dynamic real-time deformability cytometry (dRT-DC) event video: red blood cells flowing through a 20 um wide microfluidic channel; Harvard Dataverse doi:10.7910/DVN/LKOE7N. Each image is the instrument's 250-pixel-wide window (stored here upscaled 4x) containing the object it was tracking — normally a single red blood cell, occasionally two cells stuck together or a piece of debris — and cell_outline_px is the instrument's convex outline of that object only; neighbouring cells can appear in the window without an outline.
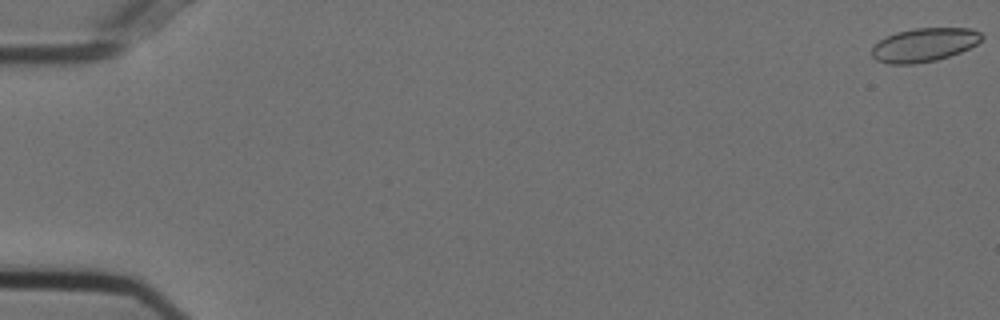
{"species": "Egyptian fruit bat (a non-hibernating species)", "species_latin": "Rousettus aegyptiacus", "temperature_condition": "cold", "stored_images_in_passage": 56, "camera_frame_rate_fps": 3000, "um_per_image_px": 0.085, "animal": {"sex": "female"}, "frame": {"image": 1, "passage_image": 1, "time_ms": 0.0, "image_size_px": [1000, 320], "cell_outline_px": [[984, 36], [976, 44], [960, 52], [936, 60], [912, 64], [888, 64], [876, 60], [872, 56], [872, 48], [880, 40], [896, 32], [912, 28], [968, 28], [980, 32]], "centroid_in_image_um": [78.54, 3.81], "position_along_channel_um": 6.5, "area_um2": 21.39}}
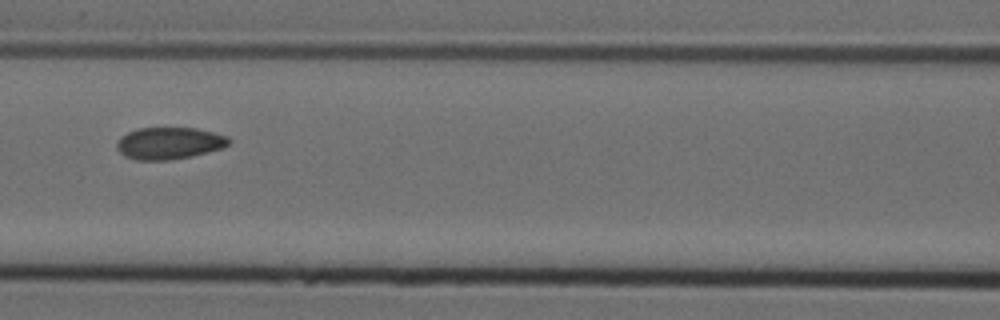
{"frame": {"image": 2, "passage_image": 26, "time_ms": 8.333, "image_size_px": [1000, 320], "cell_outline_px": [[232, 140], [224, 148], [192, 156], [168, 160], [136, 160], [124, 156], [116, 148], [116, 144], [120, 136], [136, 128], [196, 128], [228, 136]], "centroid_in_image_um": [14.38, 12.17], "position_along_channel_um": 152.2, "area_um2": 21.04}}
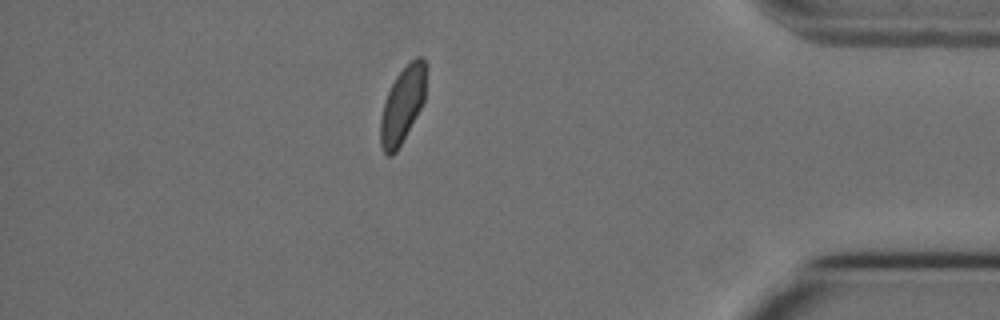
{"frame": {"image": 3, "passage_image": 49, "time_ms": 16.0, "image_size_px": [1000, 320], "cell_outline_px": [[428, 68], [424, 100], [420, 108], [396, 152], [392, 156], [388, 156], [384, 152], [380, 144], [380, 120], [384, 100], [396, 76], [416, 56], [420, 56], [428, 64]], "centroid_in_image_um": [34.23, 8.88], "position_along_channel_um": 401.0, "area_um2": 20.23}, "authors_computed_cell_mechanics": {"area_um2": 21.097, "velocity_mm_per_s": 3.7035, "shape_relaxation_time_tau1_ms": 4.1302, "shape_relaxation_time_tau2_ms": 1.8915, "deformation_change_tau1": 0.0902, "deformation_change_tau2": 0.0539}}